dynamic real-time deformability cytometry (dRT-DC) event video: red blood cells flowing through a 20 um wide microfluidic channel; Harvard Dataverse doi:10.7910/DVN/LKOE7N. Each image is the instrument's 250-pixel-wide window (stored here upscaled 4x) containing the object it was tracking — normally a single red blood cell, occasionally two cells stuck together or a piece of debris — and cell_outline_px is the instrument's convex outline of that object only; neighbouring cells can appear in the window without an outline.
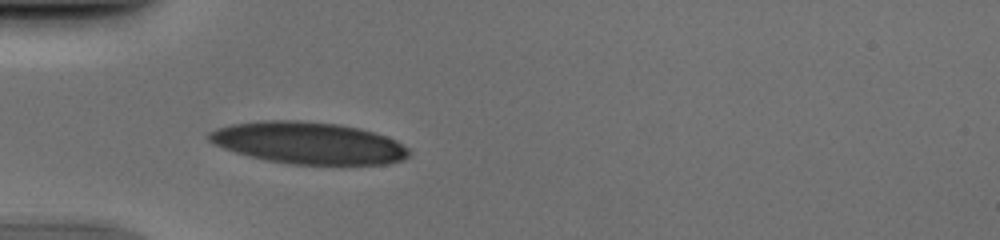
{"species": "human", "species_latin": "Homo sapiens", "temperature_condition": "cold", "stored_images_in_passage": 39, "camera_frame_rate_fps": 3000, "um_per_image_px": 0.085, "donor": {"sex": "male"}, "frame": {"image": 1, "passage_image": 9, "time_ms": 2.667, "image_size_px": [1000, 240], "cell_outline_px": [[412, 152], [404, 160], [388, 164], [292, 164], [268, 160], [236, 152], [224, 148], [208, 140], [208, 132], [216, 128], [232, 124], [264, 120], [296, 120], [336, 124], [360, 128], [396, 140], [408, 148]], "centroid_in_image_um": [26.24, 12.15], "position_along_channel_um": 58.8, "area_um2": 48.49}}
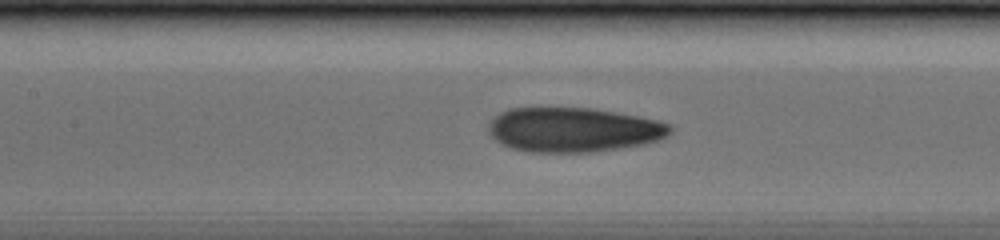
{"frame": {"image": 2, "passage_image": 17, "time_ms": 5.333, "image_size_px": [1000, 240], "cell_outline_px": [[672, 132], [668, 136], [660, 140], [644, 144], [620, 148], [592, 152], [528, 152], [508, 148], [500, 144], [488, 132], [488, 124], [500, 112], [508, 108], [588, 108], [636, 116], [656, 120], [668, 124], [672, 128]], "centroid_in_image_um": [48.71, 11.04], "position_along_channel_um": 158.7, "area_um2": 47.16}}
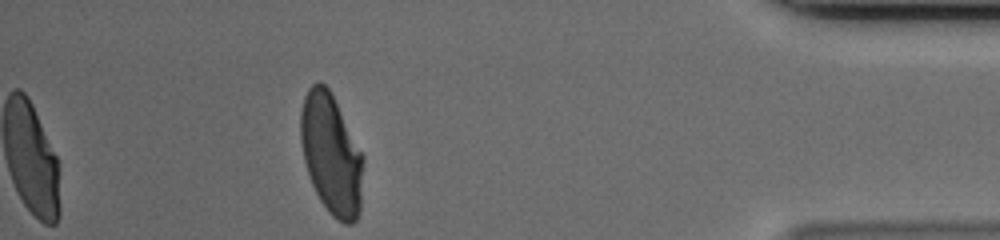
{"frame": {"image": 3, "passage_image": 39, "time_ms": 12.667, "image_size_px": [1000, 240], "cell_outline_px": [[364, 160], [360, 212], [356, 220], [352, 224], [344, 224], [332, 216], [328, 212], [320, 200], [312, 184], [304, 160], [300, 140], [300, 112], [304, 96], [308, 88], [316, 80], [324, 84], [328, 88], [364, 156]], "centroid_in_image_um": [28.15, 13.13], "position_along_channel_um": 407.0, "area_um2": 44.04}}